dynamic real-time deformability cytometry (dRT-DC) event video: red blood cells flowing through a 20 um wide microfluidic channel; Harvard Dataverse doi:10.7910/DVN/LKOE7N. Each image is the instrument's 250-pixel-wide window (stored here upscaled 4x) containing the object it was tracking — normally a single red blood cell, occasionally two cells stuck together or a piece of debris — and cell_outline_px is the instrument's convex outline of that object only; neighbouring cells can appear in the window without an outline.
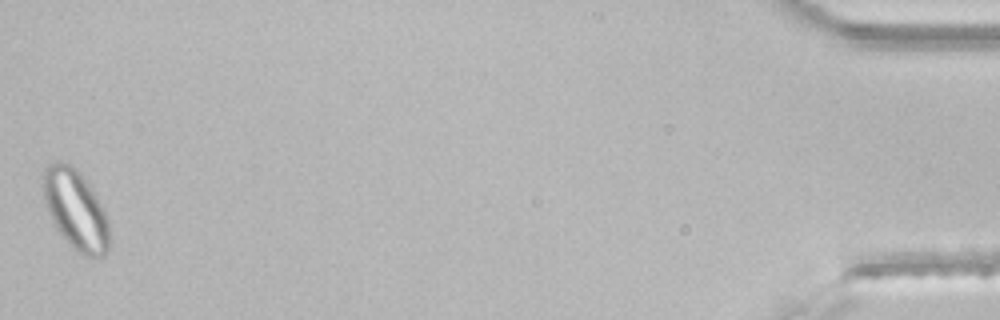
{"species": "common noctule bat (a hibernating species)", "species_latin": "Nyctalus noctula", "temperature_condition": "room temperature", "stored_images_in_passage": 46, "segment_of_instrument_passage": [2, 2], "camera_frame_rate_fps": 3000, "um_per_image_px": 0.085, "animal": {"sex": "male", "body_mass_g": 21.5, "forearm_length_mm": 52.0}, "frame": {"image": 1, "passage_image": 46, "time_ms": 15.0, "image_size_px": [1000, 320], "cell_outline_px": [[108, 252], [104, 256], [84, 256], [56, 228], [48, 212], [44, 196], [44, 168], [48, 164], [56, 160], [60, 160], [76, 168], [80, 172], [104, 208], [108, 220]], "centroid_in_image_um": [6.44, 17.78], "position_along_channel_um": 428.8, "area_um2": 30.11}}